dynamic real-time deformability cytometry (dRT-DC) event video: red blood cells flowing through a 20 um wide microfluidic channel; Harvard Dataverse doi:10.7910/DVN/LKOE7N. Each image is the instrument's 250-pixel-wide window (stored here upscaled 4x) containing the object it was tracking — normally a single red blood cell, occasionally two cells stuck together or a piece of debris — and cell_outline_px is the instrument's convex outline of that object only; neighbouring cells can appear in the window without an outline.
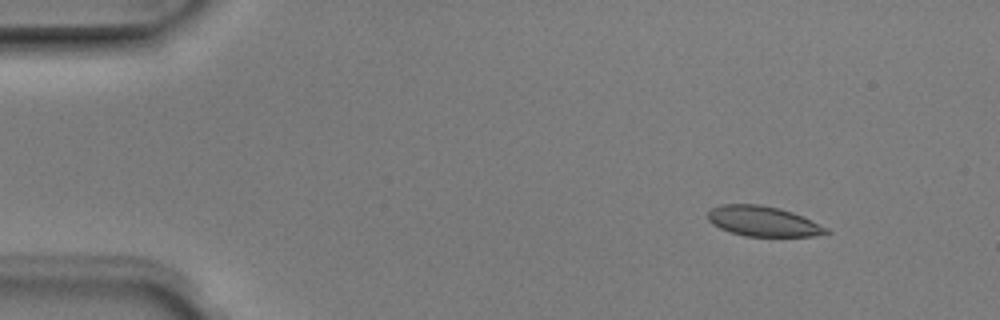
{"species": "Egyptian fruit bat (a non-hibernating species)", "species_latin": "Rousettus aegyptiacus", "temperature_condition": "room temperature", "stored_images_in_passage": 4, "camera_frame_rate_fps": 3000, "um_per_image_px": 0.085, "animal": {"sex": "male"}, "frame": {"image": 1, "passage_image": 1, "time_ms": 0.0, "image_size_px": [1000, 320], "cell_outline_px": [[832, 232], [812, 236], [744, 236], [720, 228], [712, 224], [708, 220], [708, 212], [712, 208], [720, 204], [760, 204], [780, 208], [792, 212], [828, 228]], "centroid_in_image_um": [64.84, 18.8], "position_along_channel_um": 20.2, "area_um2": 20.69}}
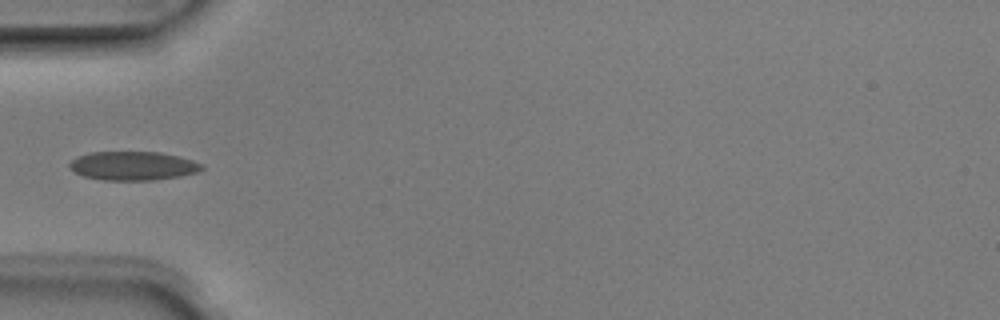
{"frame": {"image": 2, "passage_image": 4, "time_ms": 1.0, "image_size_px": [1000, 320], "cell_outline_px": [[204, 168], [196, 172], [180, 176], [156, 180], [104, 180], [84, 176], [72, 172], [68, 168], [68, 164], [76, 156], [88, 152], [160, 152], [180, 156], [204, 164]], "centroid_in_image_um": [11.28, 14.09], "position_along_channel_um": 73.7, "area_um2": 22.48}}